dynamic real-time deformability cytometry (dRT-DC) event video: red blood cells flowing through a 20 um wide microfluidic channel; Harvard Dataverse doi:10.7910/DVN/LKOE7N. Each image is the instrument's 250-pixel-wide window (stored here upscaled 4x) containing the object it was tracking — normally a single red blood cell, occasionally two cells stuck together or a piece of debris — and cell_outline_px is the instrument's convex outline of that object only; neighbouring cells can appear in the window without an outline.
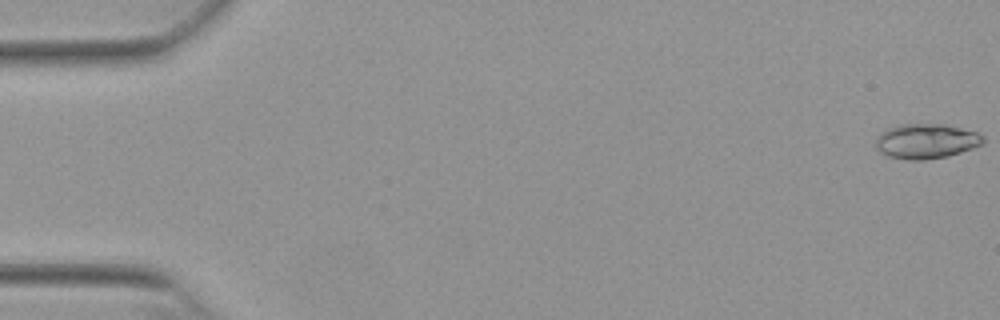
{"species": "Egyptian fruit bat (a non-hibernating species)", "species_latin": "Rousettus aegyptiacus", "temperature_condition": "warm", "stored_images_in_passage": 16, "camera_frame_rate_fps": 3000, "um_per_image_px": 0.085, "animal": {"sex": "female"}, "frame": {"image": 1, "passage_image": 1, "time_ms": 0.0, "image_size_px": [1000, 320], "cell_outline_px": [[984, 144], [948, 156], [924, 160], [908, 160], [888, 156], [880, 152], [876, 148], [876, 136], [888, 128], [900, 124], [944, 124], [976, 132], [984, 136]], "centroid_in_image_um": [78.71, 12.0], "position_along_channel_um": 6.3, "area_um2": 21.85}}
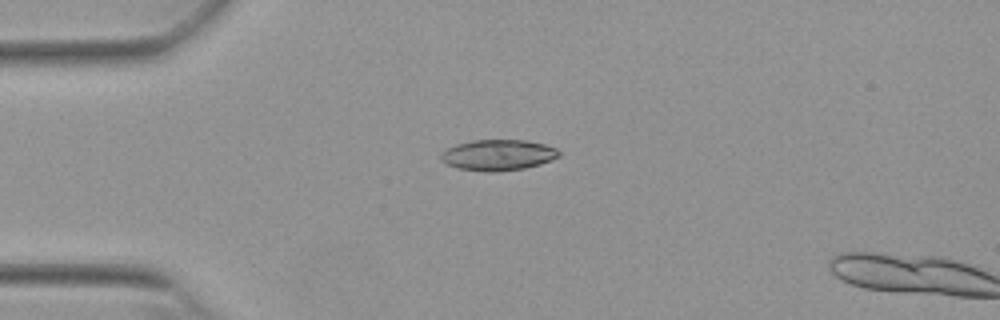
{"frame": {"image": 2, "passage_image": 14, "time_ms": 4.333, "image_size_px": [1000, 320], "cell_outline_px": [[560, 156], [540, 164], [524, 168], [496, 172], [484, 172], [460, 168], [448, 164], [440, 156], [448, 148], [456, 144], [472, 140], [528, 140], [544, 144], [556, 148], [560, 152]], "centroid_in_image_um": [42.38, 13.17], "position_along_channel_um": 42.6, "area_um2": 21.04}}